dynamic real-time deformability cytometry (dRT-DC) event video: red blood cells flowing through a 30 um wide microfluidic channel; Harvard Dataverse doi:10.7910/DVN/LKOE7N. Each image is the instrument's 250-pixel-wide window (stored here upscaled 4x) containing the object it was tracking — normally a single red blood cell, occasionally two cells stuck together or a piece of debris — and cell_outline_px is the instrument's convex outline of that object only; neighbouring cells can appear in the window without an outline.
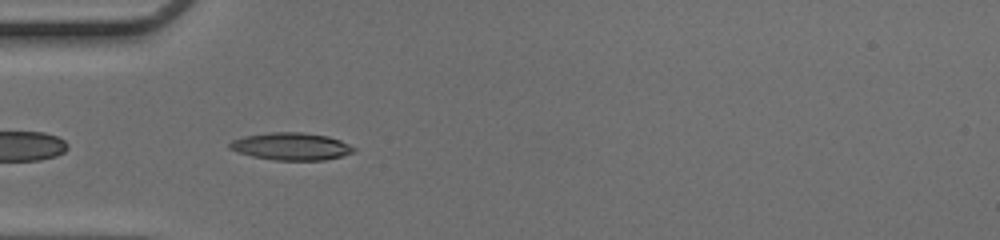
{"species": "common noctule bat (a hibernating species)", "species_latin": "Nyctalus noctula", "temperature_condition": "cold", "stored_images_in_passage": 34, "camera_frame_rate_fps": 3000, "um_per_image_px": 0.085, "animal": {"sex": "female", "body_mass_g": 17.0, "forearm_length_mm": 48.0}, "frame": {"image": 1, "passage_image": 2, "time_ms": 0.333, "image_size_px": [1000, 240], "cell_outline_px": [[356, 152], [324, 160], [276, 160], [252, 156], [228, 148], [228, 144], [232, 140], [244, 136], [268, 132], [300, 132], [328, 136], [340, 140], [356, 148]], "centroid_in_image_um": [24.76, 12.44], "position_along_channel_um": 60.2, "area_um2": 19.77}}
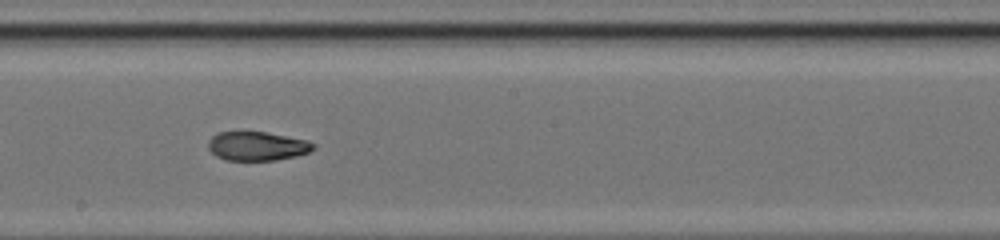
{"frame": {"image": 2, "passage_image": 14, "time_ms": 4.333, "image_size_px": [1000, 240], "cell_outline_px": [[316, 148], [308, 152], [296, 156], [276, 160], [224, 160], [216, 156], [208, 148], [208, 140], [212, 136], [220, 132], [264, 132], [308, 140], [316, 144]], "centroid_in_image_um": [21.87, 12.42], "position_along_channel_um": 226.3, "area_um2": 17.74}}
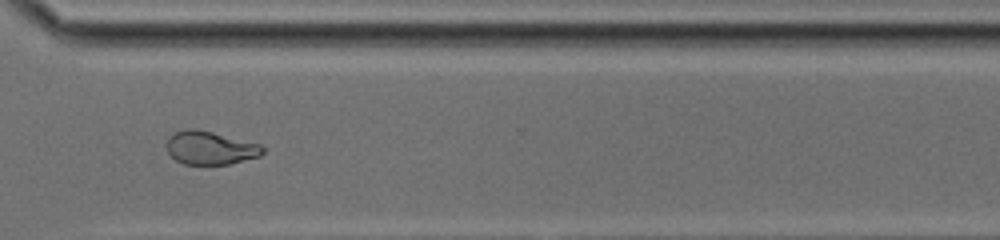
{"frame": {"image": 3, "passage_image": 23, "time_ms": 7.333, "image_size_px": [1000, 240], "cell_outline_px": [[264, 152], [260, 156], [228, 164], [184, 164], [176, 160], [168, 152], [164, 144], [168, 136], [184, 128], [196, 128], [260, 144], [264, 148]], "centroid_in_image_um": [17.82, 12.56], "position_along_channel_um": 352.8, "area_um2": 18.73}, "authors_computed_cell_mechanics": {"area_um2": 18.9295, "velocity_mm_per_s": 4.2133, "shape_relaxation_time_tau1_ms": null, "shape_relaxation_time_tau2_ms": 1.759, "deformation_change_tau1": null, "deformation_change_tau2": 0.0735}}